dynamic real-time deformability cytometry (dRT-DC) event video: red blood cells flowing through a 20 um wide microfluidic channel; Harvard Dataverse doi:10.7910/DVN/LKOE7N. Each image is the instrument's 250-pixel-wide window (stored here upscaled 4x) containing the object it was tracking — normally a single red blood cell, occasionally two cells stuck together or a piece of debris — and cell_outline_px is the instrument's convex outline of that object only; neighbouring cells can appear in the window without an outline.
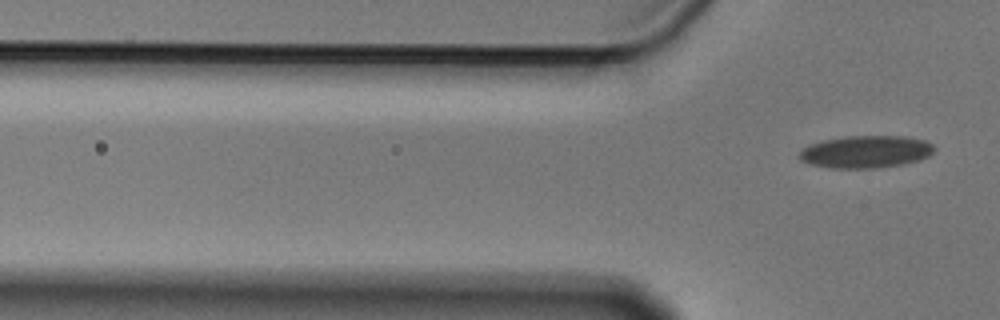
{"species": "Egyptian fruit bat (a non-hibernating species)", "species_latin": "Rousettus aegyptiacus", "temperature_condition": "cold", "stored_images_in_passage": 4, "camera_frame_rate_fps": 3000, "um_per_image_px": 0.085, "animal": {"sex": "male"}, "frame": {"image": 1, "passage_image": 4, "time_ms": 1.0, "image_size_px": [1000, 320], "cell_outline_px": [[936, 148], [928, 156], [920, 160], [904, 164], [880, 168], [828, 168], [808, 164], [800, 160], [800, 152], [804, 148], [812, 144], [824, 140], [844, 136], [908, 136], [924, 140], [932, 144]], "centroid_in_image_um": [73.62, 12.91], "position_along_channel_um": 52.2, "area_um2": 25.61}}